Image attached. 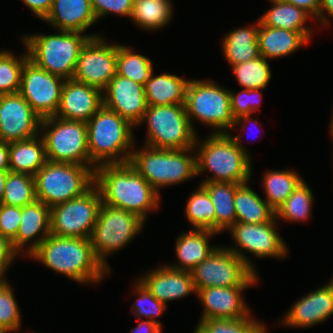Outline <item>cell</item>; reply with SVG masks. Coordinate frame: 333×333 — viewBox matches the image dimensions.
I'll list each match as a JSON object with an SVG mask.
<instances>
[{
    "label": "cell",
    "instance_id": "obj_1",
    "mask_svg": "<svg viewBox=\"0 0 333 333\" xmlns=\"http://www.w3.org/2000/svg\"><path fill=\"white\" fill-rule=\"evenodd\" d=\"M95 185L104 204L133 212L144 221L160 204V193L129 162L96 167Z\"/></svg>",
    "mask_w": 333,
    "mask_h": 333
},
{
    "label": "cell",
    "instance_id": "obj_2",
    "mask_svg": "<svg viewBox=\"0 0 333 333\" xmlns=\"http://www.w3.org/2000/svg\"><path fill=\"white\" fill-rule=\"evenodd\" d=\"M29 256L78 283L96 284L102 282L106 273H111L96 258L86 238L50 234Z\"/></svg>",
    "mask_w": 333,
    "mask_h": 333
},
{
    "label": "cell",
    "instance_id": "obj_3",
    "mask_svg": "<svg viewBox=\"0 0 333 333\" xmlns=\"http://www.w3.org/2000/svg\"><path fill=\"white\" fill-rule=\"evenodd\" d=\"M197 143L199 146H197ZM198 141L196 137L197 176L206 170L213 172V177H207L202 182H228L245 184L250 182L252 169L248 151L241 144L239 135L230 133H214Z\"/></svg>",
    "mask_w": 333,
    "mask_h": 333
},
{
    "label": "cell",
    "instance_id": "obj_4",
    "mask_svg": "<svg viewBox=\"0 0 333 333\" xmlns=\"http://www.w3.org/2000/svg\"><path fill=\"white\" fill-rule=\"evenodd\" d=\"M90 166L130 162L133 126L118 113L102 106L87 122Z\"/></svg>",
    "mask_w": 333,
    "mask_h": 333
},
{
    "label": "cell",
    "instance_id": "obj_5",
    "mask_svg": "<svg viewBox=\"0 0 333 333\" xmlns=\"http://www.w3.org/2000/svg\"><path fill=\"white\" fill-rule=\"evenodd\" d=\"M193 150L195 151V147L169 150L145 145L140 151H132L129 163L160 193L159 188L179 184L197 176L196 153Z\"/></svg>",
    "mask_w": 333,
    "mask_h": 333
},
{
    "label": "cell",
    "instance_id": "obj_6",
    "mask_svg": "<svg viewBox=\"0 0 333 333\" xmlns=\"http://www.w3.org/2000/svg\"><path fill=\"white\" fill-rule=\"evenodd\" d=\"M95 36L99 35L59 30L55 35H25L22 40L30 60L66 80L73 78L81 48Z\"/></svg>",
    "mask_w": 333,
    "mask_h": 333
},
{
    "label": "cell",
    "instance_id": "obj_7",
    "mask_svg": "<svg viewBox=\"0 0 333 333\" xmlns=\"http://www.w3.org/2000/svg\"><path fill=\"white\" fill-rule=\"evenodd\" d=\"M34 179L37 200L51 208L88 191L95 184V169L86 165L47 161Z\"/></svg>",
    "mask_w": 333,
    "mask_h": 333
},
{
    "label": "cell",
    "instance_id": "obj_8",
    "mask_svg": "<svg viewBox=\"0 0 333 333\" xmlns=\"http://www.w3.org/2000/svg\"><path fill=\"white\" fill-rule=\"evenodd\" d=\"M147 121L145 145L158 149L194 148L197 133L193 130L184 104L148 105L141 122Z\"/></svg>",
    "mask_w": 333,
    "mask_h": 333
},
{
    "label": "cell",
    "instance_id": "obj_9",
    "mask_svg": "<svg viewBox=\"0 0 333 333\" xmlns=\"http://www.w3.org/2000/svg\"><path fill=\"white\" fill-rule=\"evenodd\" d=\"M185 108L190 124L197 119L214 128V133H228L233 130L235 119L231 113L230 90L209 80H189ZM229 128V129H228Z\"/></svg>",
    "mask_w": 333,
    "mask_h": 333
},
{
    "label": "cell",
    "instance_id": "obj_10",
    "mask_svg": "<svg viewBox=\"0 0 333 333\" xmlns=\"http://www.w3.org/2000/svg\"><path fill=\"white\" fill-rule=\"evenodd\" d=\"M144 224L137 214L102 203L89 238L96 258L110 271L107 255L129 244Z\"/></svg>",
    "mask_w": 333,
    "mask_h": 333
},
{
    "label": "cell",
    "instance_id": "obj_11",
    "mask_svg": "<svg viewBox=\"0 0 333 333\" xmlns=\"http://www.w3.org/2000/svg\"><path fill=\"white\" fill-rule=\"evenodd\" d=\"M47 161L90 166L87 124L56 116L41 119Z\"/></svg>",
    "mask_w": 333,
    "mask_h": 333
},
{
    "label": "cell",
    "instance_id": "obj_12",
    "mask_svg": "<svg viewBox=\"0 0 333 333\" xmlns=\"http://www.w3.org/2000/svg\"><path fill=\"white\" fill-rule=\"evenodd\" d=\"M99 188L94 184L83 195L50 208V234L89 239L102 205Z\"/></svg>",
    "mask_w": 333,
    "mask_h": 333
},
{
    "label": "cell",
    "instance_id": "obj_13",
    "mask_svg": "<svg viewBox=\"0 0 333 333\" xmlns=\"http://www.w3.org/2000/svg\"><path fill=\"white\" fill-rule=\"evenodd\" d=\"M190 272L196 291L208 287L250 288L259 280L240 257L221 246Z\"/></svg>",
    "mask_w": 333,
    "mask_h": 333
},
{
    "label": "cell",
    "instance_id": "obj_14",
    "mask_svg": "<svg viewBox=\"0 0 333 333\" xmlns=\"http://www.w3.org/2000/svg\"><path fill=\"white\" fill-rule=\"evenodd\" d=\"M276 220L275 217L270 222L260 224L236 222L227 230L231 233L236 245L232 248H226L240 257L255 274H257L255 265L243 252L254 254L258 258L273 257L279 259L288 255L287 246L277 232L276 224L278 223Z\"/></svg>",
    "mask_w": 333,
    "mask_h": 333
},
{
    "label": "cell",
    "instance_id": "obj_15",
    "mask_svg": "<svg viewBox=\"0 0 333 333\" xmlns=\"http://www.w3.org/2000/svg\"><path fill=\"white\" fill-rule=\"evenodd\" d=\"M64 82L65 79L47 72L28 58L22 68L19 93L41 118L55 116Z\"/></svg>",
    "mask_w": 333,
    "mask_h": 333
},
{
    "label": "cell",
    "instance_id": "obj_16",
    "mask_svg": "<svg viewBox=\"0 0 333 333\" xmlns=\"http://www.w3.org/2000/svg\"><path fill=\"white\" fill-rule=\"evenodd\" d=\"M116 59L117 44L91 37L80 50L73 79L103 91L116 75Z\"/></svg>",
    "mask_w": 333,
    "mask_h": 333
},
{
    "label": "cell",
    "instance_id": "obj_17",
    "mask_svg": "<svg viewBox=\"0 0 333 333\" xmlns=\"http://www.w3.org/2000/svg\"><path fill=\"white\" fill-rule=\"evenodd\" d=\"M41 119L20 93L0 95V141L10 143L38 135Z\"/></svg>",
    "mask_w": 333,
    "mask_h": 333
},
{
    "label": "cell",
    "instance_id": "obj_18",
    "mask_svg": "<svg viewBox=\"0 0 333 333\" xmlns=\"http://www.w3.org/2000/svg\"><path fill=\"white\" fill-rule=\"evenodd\" d=\"M103 106L137 126L147 110L144 85L115 75L102 91Z\"/></svg>",
    "mask_w": 333,
    "mask_h": 333
},
{
    "label": "cell",
    "instance_id": "obj_19",
    "mask_svg": "<svg viewBox=\"0 0 333 333\" xmlns=\"http://www.w3.org/2000/svg\"><path fill=\"white\" fill-rule=\"evenodd\" d=\"M103 106L102 91L73 78L66 79L56 117L87 122Z\"/></svg>",
    "mask_w": 333,
    "mask_h": 333
},
{
    "label": "cell",
    "instance_id": "obj_20",
    "mask_svg": "<svg viewBox=\"0 0 333 333\" xmlns=\"http://www.w3.org/2000/svg\"><path fill=\"white\" fill-rule=\"evenodd\" d=\"M248 287H208L197 291L204 306L200 320L240 319L250 315L242 293Z\"/></svg>",
    "mask_w": 333,
    "mask_h": 333
},
{
    "label": "cell",
    "instance_id": "obj_21",
    "mask_svg": "<svg viewBox=\"0 0 333 333\" xmlns=\"http://www.w3.org/2000/svg\"><path fill=\"white\" fill-rule=\"evenodd\" d=\"M333 315V284L329 282L295 302L282 323L288 327H312Z\"/></svg>",
    "mask_w": 333,
    "mask_h": 333
},
{
    "label": "cell",
    "instance_id": "obj_22",
    "mask_svg": "<svg viewBox=\"0 0 333 333\" xmlns=\"http://www.w3.org/2000/svg\"><path fill=\"white\" fill-rule=\"evenodd\" d=\"M139 280L161 303L180 299L197 291L190 271L175 270L167 266H159L147 272Z\"/></svg>",
    "mask_w": 333,
    "mask_h": 333
},
{
    "label": "cell",
    "instance_id": "obj_23",
    "mask_svg": "<svg viewBox=\"0 0 333 333\" xmlns=\"http://www.w3.org/2000/svg\"><path fill=\"white\" fill-rule=\"evenodd\" d=\"M49 235L50 207L39 200L21 207V222L17 236L12 240L14 249L20 254L23 246L28 245L24 249H27L26 255L29 257ZM36 236L39 238H35Z\"/></svg>",
    "mask_w": 333,
    "mask_h": 333
},
{
    "label": "cell",
    "instance_id": "obj_24",
    "mask_svg": "<svg viewBox=\"0 0 333 333\" xmlns=\"http://www.w3.org/2000/svg\"><path fill=\"white\" fill-rule=\"evenodd\" d=\"M63 31L84 32L97 18L91 0H54L52 8L43 20Z\"/></svg>",
    "mask_w": 333,
    "mask_h": 333
},
{
    "label": "cell",
    "instance_id": "obj_25",
    "mask_svg": "<svg viewBox=\"0 0 333 333\" xmlns=\"http://www.w3.org/2000/svg\"><path fill=\"white\" fill-rule=\"evenodd\" d=\"M313 31H290L273 28L260 23L258 29L259 54L274 59L294 53L301 46L308 45Z\"/></svg>",
    "mask_w": 333,
    "mask_h": 333
},
{
    "label": "cell",
    "instance_id": "obj_26",
    "mask_svg": "<svg viewBox=\"0 0 333 333\" xmlns=\"http://www.w3.org/2000/svg\"><path fill=\"white\" fill-rule=\"evenodd\" d=\"M218 233L208 229H193L177 237L175 245L177 264L167 265L175 270L191 271L204 261L218 246L209 244V237Z\"/></svg>",
    "mask_w": 333,
    "mask_h": 333
},
{
    "label": "cell",
    "instance_id": "obj_27",
    "mask_svg": "<svg viewBox=\"0 0 333 333\" xmlns=\"http://www.w3.org/2000/svg\"><path fill=\"white\" fill-rule=\"evenodd\" d=\"M46 162L45 143L39 134L9 143V171L34 177Z\"/></svg>",
    "mask_w": 333,
    "mask_h": 333
},
{
    "label": "cell",
    "instance_id": "obj_28",
    "mask_svg": "<svg viewBox=\"0 0 333 333\" xmlns=\"http://www.w3.org/2000/svg\"><path fill=\"white\" fill-rule=\"evenodd\" d=\"M259 25L260 20L257 21L256 25L235 29L224 36L222 50L231 67L260 56L258 47Z\"/></svg>",
    "mask_w": 333,
    "mask_h": 333
},
{
    "label": "cell",
    "instance_id": "obj_29",
    "mask_svg": "<svg viewBox=\"0 0 333 333\" xmlns=\"http://www.w3.org/2000/svg\"><path fill=\"white\" fill-rule=\"evenodd\" d=\"M189 80L174 74L153 76L145 83V95L148 105L160 106L185 104L186 89Z\"/></svg>",
    "mask_w": 333,
    "mask_h": 333
},
{
    "label": "cell",
    "instance_id": "obj_30",
    "mask_svg": "<svg viewBox=\"0 0 333 333\" xmlns=\"http://www.w3.org/2000/svg\"><path fill=\"white\" fill-rule=\"evenodd\" d=\"M241 184L235 192L236 222L260 224L272 221L276 212L248 184Z\"/></svg>",
    "mask_w": 333,
    "mask_h": 333
},
{
    "label": "cell",
    "instance_id": "obj_31",
    "mask_svg": "<svg viewBox=\"0 0 333 333\" xmlns=\"http://www.w3.org/2000/svg\"><path fill=\"white\" fill-rule=\"evenodd\" d=\"M209 193L215 210V232L228 230L236 223L234 196L241 185L228 182H201Z\"/></svg>",
    "mask_w": 333,
    "mask_h": 333
},
{
    "label": "cell",
    "instance_id": "obj_32",
    "mask_svg": "<svg viewBox=\"0 0 333 333\" xmlns=\"http://www.w3.org/2000/svg\"><path fill=\"white\" fill-rule=\"evenodd\" d=\"M273 7L259 19L262 25L290 31H312L305 24L312 17L303 9L284 0H270Z\"/></svg>",
    "mask_w": 333,
    "mask_h": 333
},
{
    "label": "cell",
    "instance_id": "obj_33",
    "mask_svg": "<svg viewBox=\"0 0 333 333\" xmlns=\"http://www.w3.org/2000/svg\"><path fill=\"white\" fill-rule=\"evenodd\" d=\"M172 6L171 0H134L130 19L144 30H158L172 19Z\"/></svg>",
    "mask_w": 333,
    "mask_h": 333
},
{
    "label": "cell",
    "instance_id": "obj_34",
    "mask_svg": "<svg viewBox=\"0 0 333 333\" xmlns=\"http://www.w3.org/2000/svg\"><path fill=\"white\" fill-rule=\"evenodd\" d=\"M304 179L292 170H270L263 175L266 201L276 212Z\"/></svg>",
    "mask_w": 333,
    "mask_h": 333
},
{
    "label": "cell",
    "instance_id": "obj_35",
    "mask_svg": "<svg viewBox=\"0 0 333 333\" xmlns=\"http://www.w3.org/2000/svg\"><path fill=\"white\" fill-rule=\"evenodd\" d=\"M153 72L151 59L117 44L116 74L145 85Z\"/></svg>",
    "mask_w": 333,
    "mask_h": 333
},
{
    "label": "cell",
    "instance_id": "obj_36",
    "mask_svg": "<svg viewBox=\"0 0 333 333\" xmlns=\"http://www.w3.org/2000/svg\"><path fill=\"white\" fill-rule=\"evenodd\" d=\"M185 215L194 229L215 231V210L208 191L200 184L197 190L189 196Z\"/></svg>",
    "mask_w": 333,
    "mask_h": 333
},
{
    "label": "cell",
    "instance_id": "obj_37",
    "mask_svg": "<svg viewBox=\"0 0 333 333\" xmlns=\"http://www.w3.org/2000/svg\"><path fill=\"white\" fill-rule=\"evenodd\" d=\"M314 196L306 181L303 180L293 190V193L277 209L276 219L300 222L307 220L310 216Z\"/></svg>",
    "mask_w": 333,
    "mask_h": 333
},
{
    "label": "cell",
    "instance_id": "obj_38",
    "mask_svg": "<svg viewBox=\"0 0 333 333\" xmlns=\"http://www.w3.org/2000/svg\"><path fill=\"white\" fill-rule=\"evenodd\" d=\"M37 200L35 179L25 173L8 172L3 204L23 207Z\"/></svg>",
    "mask_w": 333,
    "mask_h": 333
},
{
    "label": "cell",
    "instance_id": "obj_39",
    "mask_svg": "<svg viewBox=\"0 0 333 333\" xmlns=\"http://www.w3.org/2000/svg\"><path fill=\"white\" fill-rule=\"evenodd\" d=\"M233 73L243 89H265L272 78L268 61L263 56L232 66Z\"/></svg>",
    "mask_w": 333,
    "mask_h": 333
},
{
    "label": "cell",
    "instance_id": "obj_40",
    "mask_svg": "<svg viewBox=\"0 0 333 333\" xmlns=\"http://www.w3.org/2000/svg\"><path fill=\"white\" fill-rule=\"evenodd\" d=\"M265 325L252 318L199 320L193 333H267Z\"/></svg>",
    "mask_w": 333,
    "mask_h": 333
},
{
    "label": "cell",
    "instance_id": "obj_41",
    "mask_svg": "<svg viewBox=\"0 0 333 333\" xmlns=\"http://www.w3.org/2000/svg\"><path fill=\"white\" fill-rule=\"evenodd\" d=\"M28 52L15 56L10 51H0V95L20 92L21 74Z\"/></svg>",
    "mask_w": 333,
    "mask_h": 333
},
{
    "label": "cell",
    "instance_id": "obj_42",
    "mask_svg": "<svg viewBox=\"0 0 333 333\" xmlns=\"http://www.w3.org/2000/svg\"><path fill=\"white\" fill-rule=\"evenodd\" d=\"M261 90L264 89H243L236 94L230 91L231 113L235 119L233 129L236 130V126L238 127L239 124L244 129L246 123H249L248 121H253L250 116L257 111L261 104Z\"/></svg>",
    "mask_w": 333,
    "mask_h": 333
},
{
    "label": "cell",
    "instance_id": "obj_43",
    "mask_svg": "<svg viewBox=\"0 0 333 333\" xmlns=\"http://www.w3.org/2000/svg\"><path fill=\"white\" fill-rule=\"evenodd\" d=\"M7 279H0V330L3 333L17 331L21 326V313L14 292Z\"/></svg>",
    "mask_w": 333,
    "mask_h": 333
},
{
    "label": "cell",
    "instance_id": "obj_44",
    "mask_svg": "<svg viewBox=\"0 0 333 333\" xmlns=\"http://www.w3.org/2000/svg\"><path fill=\"white\" fill-rule=\"evenodd\" d=\"M134 293L138 295L135 303L132 304V314L138 318H149V321L155 322L160 327L162 324L157 321V317L160 316L168 307L164 303H161L148 288L138 279L134 286ZM156 318V320L154 319Z\"/></svg>",
    "mask_w": 333,
    "mask_h": 333
},
{
    "label": "cell",
    "instance_id": "obj_45",
    "mask_svg": "<svg viewBox=\"0 0 333 333\" xmlns=\"http://www.w3.org/2000/svg\"><path fill=\"white\" fill-rule=\"evenodd\" d=\"M94 14L99 20L107 14L131 17L134 0H91Z\"/></svg>",
    "mask_w": 333,
    "mask_h": 333
},
{
    "label": "cell",
    "instance_id": "obj_46",
    "mask_svg": "<svg viewBox=\"0 0 333 333\" xmlns=\"http://www.w3.org/2000/svg\"><path fill=\"white\" fill-rule=\"evenodd\" d=\"M21 222V207L2 204L0 207V235L11 241L17 236Z\"/></svg>",
    "mask_w": 333,
    "mask_h": 333
},
{
    "label": "cell",
    "instance_id": "obj_47",
    "mask_svg": "<svg viewBox=\"0 0 333 333\" xmlns=\"http://www.w3.org/2000/svg\"><path fill=\"white\" fill-rule=\"evenodd\" d=\"M19 253L14 249L12 241L0 235V279L6 278V271Z\"/></svg>",
    "mask_w": 333,
    "mask_h": 333
},
{
    "label": "cell",
    "instance_id": "obj_48",
    "mask_svg": "<svg viewBox=\"0 0 333 333\" xmlns=\"http://www.w3.org/2000/svg\"><path fill=\"white\" fill-rule=\"evenodd\" d=\"M42 21L49 14L54 0H21Z\"/></svg>",
    "mask_w": 333,
    "mask_h": 333
},
{
    "label": "cell",
    "instance_id": "obj_49",
    "mask_svg": "<svg viewBox=\"0 0 333 333\" xmlns=\"http://www.w3.org/2000/svg\"><path fill=\"white\" fill-rule=\"evenodd\" d=\"M284 1L303 9L313 19L317 18L320 8V0H284Z\"/></svg>",
    "mask_w": 333,
    "mask_h": 333
},
{
    "label": "cell",
    "instance_id": "obj_50",
    "mask_svg": "<svg viewBox=\"0 0 333 333\" xmlns=\"http://www.w3.org/2000/svg\"><path fill=\"white\" fill-rule=\"evenodd\" d=\"M326 13L333 18V0H320V8L316 19L324 27L330 23V16L328 17Z\"/></svg>",
    "mask_w": 333,
    "mask_h": 333
},
{
    "label": "cell",
    "instance_id": "obj_51",
    "mask_svg": "<svg viewBox=\"0 0 333 333\" xmlns=\"http://www.w3.org/2000/svg\"><path fill=\"white\" fill-rule=\"evenodd\" d=\"M129 333H162V327L155 322L142 320L138 326L130 330Z\"/></svg>",
    "mask_w": 333,
    "mask_h": 333
},
{
    "label": "cell",
    "instance_id": "obj_52",
    "mask_svg": "<svg viewBox=\"0 0 333 333\" xmlns=\"http://www.w3.org/2000/svg\"><path fill=\"white\" fill-rule=\"evenodd\" d=\"M9 170V143L0 141V171Z\"/></svg>",
    "mask_w": 333,
    "mask_h": 333
},
{
    "label": "cell",
    "instance_id": "obj_53",
    "mask_svg": "<svg viewBox=\"0 0 333 333\" xmlns=\"http://www.w3.org/2000/svg\"><path fill=\"white\" fill-rule=\"evenodd\" d=\"M8 172L9 170L0 171V205L3 204L4 200L5 183L8 177Z\"/></svg>",
    "mask_w": 333,
    "mask_h": 333
},
{
    "label": "cell",
    "instance_id": "obj_54",
    "mask_svg": "<svg viewBox=\"0 0 333 333\" xmlns=\"http://www.w3.org/2000/svg\"><path fill=\"white\" fill-rule=\"evenodd\" d=\"M331 116H332V119H331V123H330V133H331V136L333 137V115H331Z\"/></svg>",
    "mask_w": 333,
    "mask_h": 333
}]
</instances>
